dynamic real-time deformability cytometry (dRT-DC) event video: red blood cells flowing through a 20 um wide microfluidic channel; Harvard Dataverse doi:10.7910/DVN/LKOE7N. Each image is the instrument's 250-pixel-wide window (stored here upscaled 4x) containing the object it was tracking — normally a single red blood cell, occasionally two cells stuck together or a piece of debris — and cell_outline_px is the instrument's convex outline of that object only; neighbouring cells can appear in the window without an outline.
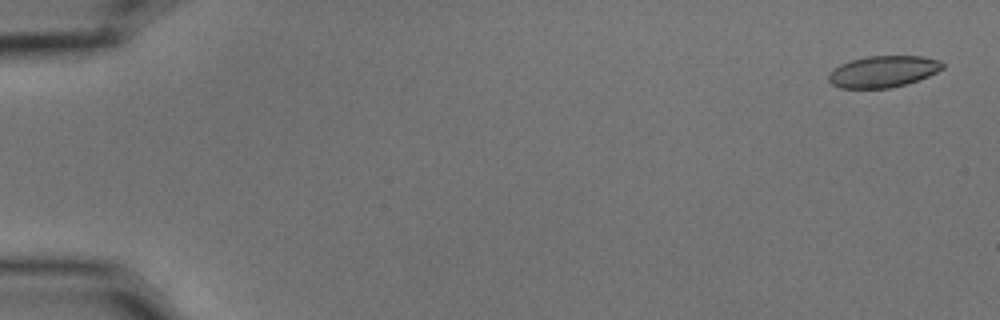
{"species": "common noctule bat (a hibernating species)", "species_latin": "Nyctalus noctula", "temperature_condition": "cold", "stored_images_in_passage": 14, "camera_frame_rate_fps": 3000, "um_per_image_px": 0.085, "animal": {"sex": "male", "body_mass_g": 15.6}, "frame": {"image": 1, "passage_image": 1, "time_ms": 0.0, "image_size_px": [1000, 320], "cell_outline_px": [[944, 68], [928, 76], [908, 84], [892, 88], [840, 88], [832, 84], [828, 80], [828, 72], [840, 64], [852, 60], [868, 56], [924, 56], [940, 60], [944, 64]], "centroid_in_image_um": [75.07, 6.08], "position_along_channel_um": 9.9, "area_um2": 21.1}}
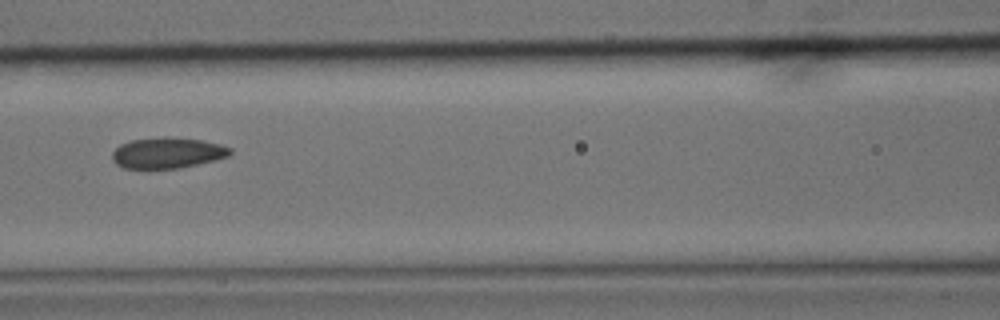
{"frame": {"image": 2, "passage_image": 7, "time_ms": 2.0, "image_size_px": [1000, 320], "cell_outline_px": [[232, 152], [228, 156], [180, 168], [124, 168], [116, 164], [112, 160], [112, 152], [120, 144], [132, 140], [164, 136], [200, 140], [220, 144], [232, 148]], "centroid_in_image_um": [14.2, 12.98], "position_along_channel_um": 152.4, "area_um2": 21.04}}
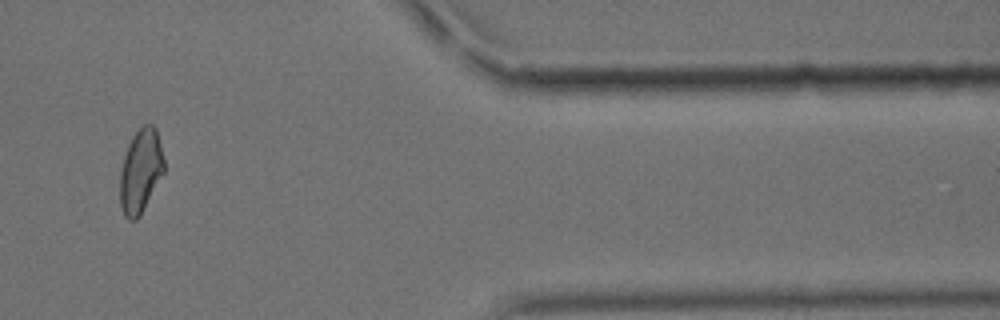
{"frame": {"image": 3, "passage_image": 13, "time_ms": 4.0, "image_size_px": [1000, 320], "cell_outline_px": [[164, 172], [140, 216], [136, 220], [128, 220], [124, 216], [120, 204], [120, 172], [124, 156], [128, 144], [132, 136], [140, 124], [152, 124], [156, 128], [164, 160]], "centroid_in_image_um": [11.94, 14.52], "position_along_channel_um": 399.5, "area_um2": 21.68}}